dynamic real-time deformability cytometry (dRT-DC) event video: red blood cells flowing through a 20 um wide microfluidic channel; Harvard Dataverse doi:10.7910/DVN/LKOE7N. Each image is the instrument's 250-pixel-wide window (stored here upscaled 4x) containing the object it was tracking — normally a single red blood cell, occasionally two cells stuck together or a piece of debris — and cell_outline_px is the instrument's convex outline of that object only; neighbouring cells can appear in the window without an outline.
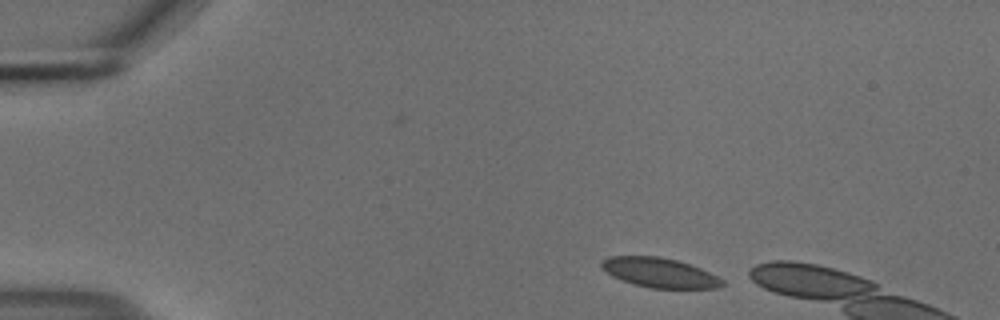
{"species": "common noctule bat (a hibernating species)", "species_latin": "Nyctalus noctula", "temperature_condition": "cold", "stored_images_in_passage": 7, "camera_frame_rate_fps": 3000, "um_per_image_px": 0.085, "animal": {"sex": "male", "body_mass_g": 18.8}, "frame": {"image": 1, "passage_image": 1, "time_ms": 0.0, "image_size_px": [1000, 320], "cell_outline_px": [[724, 284], [716, 288], [652, 288], [632, 284], [612, 276], [600, 264], [600, 260], [608, 256], [660, 256], [676, 260], [700, 268], [724, 280]], "centroid_in_image_um": [56.03, 23.17], "position_along_channel_um": 29.0, "area_um2": 20.69}}